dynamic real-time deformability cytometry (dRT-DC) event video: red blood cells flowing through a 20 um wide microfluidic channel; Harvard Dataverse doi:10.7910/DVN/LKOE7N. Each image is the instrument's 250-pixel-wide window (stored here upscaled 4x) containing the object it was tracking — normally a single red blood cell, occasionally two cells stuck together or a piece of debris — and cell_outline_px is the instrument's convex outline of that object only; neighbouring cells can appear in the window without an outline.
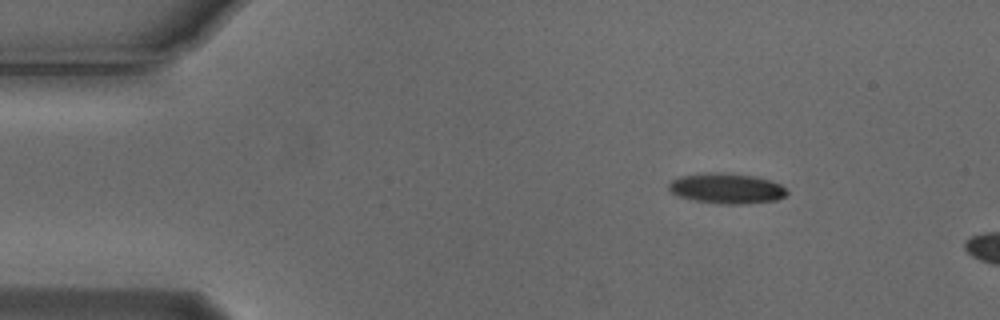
{"species": "Egyptian fruit bat (a non-hibernating species)", "species_latin": "Rousettus aegyptiacus", "temperature_condition": "cold", "stored_images_in_passage": 4, "camera_frame_rate_fps": 3000, "um_per_image_px": 0.085, "animal": {"sex": "male"}, "frame": {"image": 1, "passage_image": 2, "time_ms": 0.333, "image_size_px": [1000, 320], "cell_outline_px": [[788, 196], [776, 200], [748, 204], [720, 204], [692, 200], [676, 196], [668, 188], [668, 184], [672, 180], [680, 176], [708, 172], [720, 172], [752, 176], [772, 180], [788, 188]], "centroid_in_image_um": [61.79, 16.02], "position_along_channel_um": 23.2, "area_um2": 21.27}}